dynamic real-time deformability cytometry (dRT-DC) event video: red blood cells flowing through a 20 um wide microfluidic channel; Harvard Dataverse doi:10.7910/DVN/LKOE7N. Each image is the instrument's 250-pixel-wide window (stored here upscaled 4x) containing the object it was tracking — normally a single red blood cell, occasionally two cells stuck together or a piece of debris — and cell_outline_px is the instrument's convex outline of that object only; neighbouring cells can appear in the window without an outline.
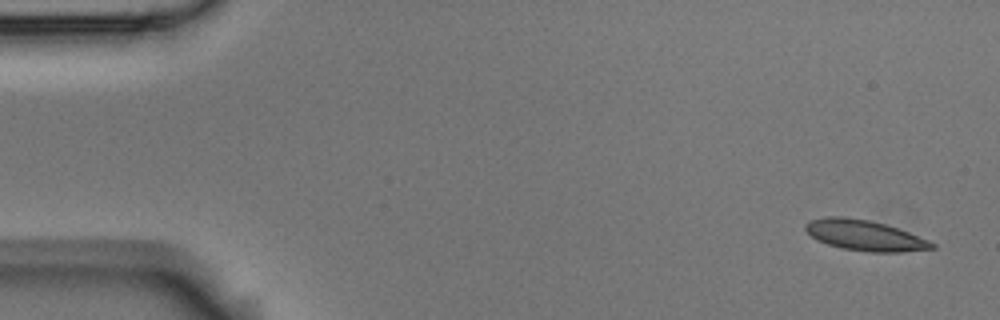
{"species": "Egyptian fruit bat (a non-hibernating species)", "species_latin": "Rousettus aegyptiacus", "temperature_condition": "room temperature", "stored_images_in_passage": 9, "camera_frame_rate_fps": 3000, "um_per_image_px": 0.085, "animal": {"sex": "male"}, "frame": {"image": 1, "passage_image": 1, "time_ms": 0.0, "image_size_px": [1000, 320], "cell_outline_px": [[936, 248], [900, 252], [872, 252], [840, 248], [816, 240], [804, 228], [804, 224], [808, 220], [828, 216], [844, 216], [868, 220], [884, 224], [908, 232], [928, 240], [936, 244]], "centroid_in_image_um": [73.46, 20.0], "position_along_channel_um": 11.5, "area_um2": 22.43}}
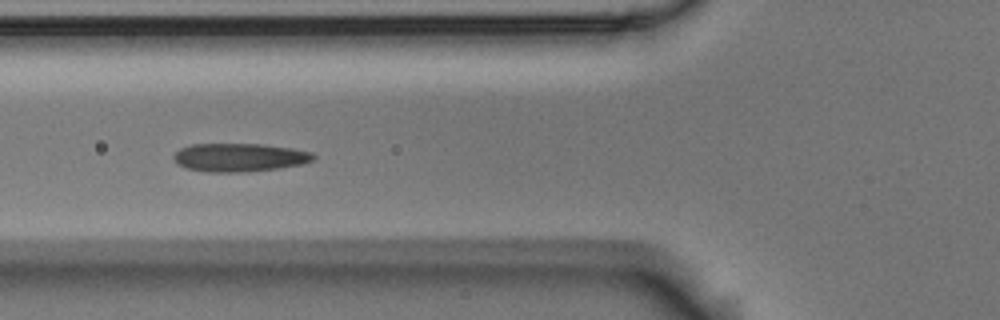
{"frame": {"image": 2, "passage_image": 6, "time_ms": 1.667, "image_size_px": [1000, 320], "cell_outline_px": [[316, 156], [312, 160], [304, 164], [276, 168], [244, 172], [208, 172], [188, 168], [176, 164], [172, 160], [172, 156], [180, 148], [192, 144], [264, 144], [292, 148], [312, 152]], "centroid_in_image_um": [20.33, 13.37], "position_along_channel_um": 105.5, "area_um2": 23.18}}
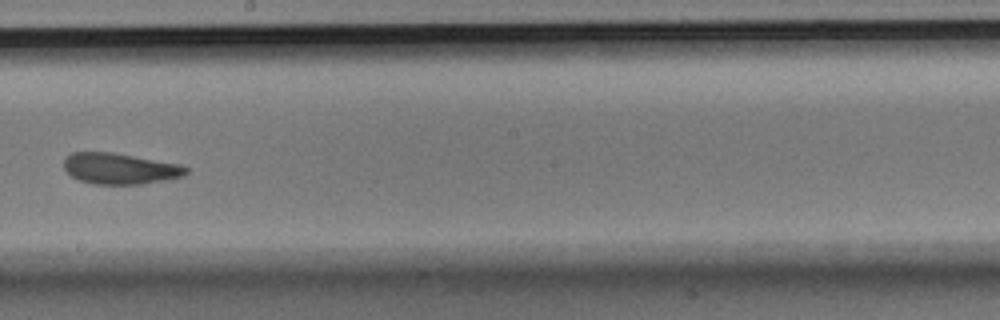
{"frame": {"image": 3, "passage_image": 9, "time_ms": 2.667, "image_size_px": [1000, 320], "cell_outline_px": [[188, 172], [184, 176], [144, 184], [92, 184], [80, 180], [72, 176], [64, 168], [64, 160], [72, 152], [112, 152], [180, 164], [188, 168]], "centroid_in_image_um": [10.21, 14.33], "position_along_channel_um": 238.0, "area_um2": 22.02}}